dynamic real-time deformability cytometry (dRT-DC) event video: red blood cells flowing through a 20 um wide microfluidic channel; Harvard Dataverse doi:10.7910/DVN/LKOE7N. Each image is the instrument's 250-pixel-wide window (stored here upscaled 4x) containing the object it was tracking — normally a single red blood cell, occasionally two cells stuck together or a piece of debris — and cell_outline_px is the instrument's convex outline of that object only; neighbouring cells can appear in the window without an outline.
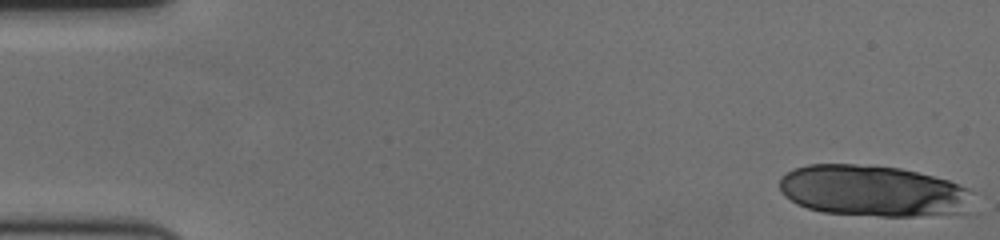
{"species": "human", "species_latin": "Homo sapiens", "temperature_condition": "cold", "stored_images_in_passage": 18, "camera_frame_rate_fps": 3000, "um_per_image_px": 0.085, "donor": {"sex": "female"}, "frame": {"image": 1, "passage_image": 1, "time_ms": 0.0, "image_size_px": [1000, 240], "cell_outline_px": [[968, 188], [960, 212], [916, 216], [880, 216], [820, 212], [796, 204], [784, 196], [780, 188], [780, 176], [796, 168], [808, 164], [856, 164], [900, 168], [948, 180]], "centroid_in_image_um": [74.03, 16.21], "position_along_channel_um": 11.0, "area_um2": 56.64}}